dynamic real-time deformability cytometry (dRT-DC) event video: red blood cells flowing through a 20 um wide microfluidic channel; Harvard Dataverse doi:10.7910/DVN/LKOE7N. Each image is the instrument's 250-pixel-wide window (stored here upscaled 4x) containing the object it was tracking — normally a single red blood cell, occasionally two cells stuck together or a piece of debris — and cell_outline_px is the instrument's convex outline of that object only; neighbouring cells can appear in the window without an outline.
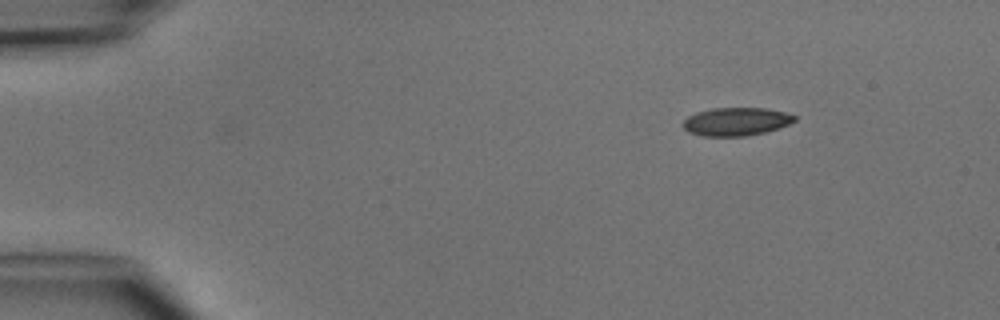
{"species": "common noctule bat (a hibernating species)", "species_latin": "Nyctalus noctula", "temperature_condition": "cold", "stored_images_in_passage": 4, "segment_of_instrument_passage": [1, 2], "camera_frame_rate_fps": 3000, "um_per_image_px": 0.085, "animal": {"sex": "male", "body_mass_g": 15.6}, "frame": {"image": 1, "passage_image": 1, "time_ms": 0.0, "image_size_px": [1000, 320], "cell_outline_px": [[796, 120], [780, 128], [764, 132], [744, 136], [700, 136], [688, 132], [680, 124], [688, 116], [696, 112], [712, 108], [764, 108], [784, 112], [796, 116]], "centroid_in_image_um": [62.53, 10.34], "position_along_channel_um": 22.5, "area_um2": 18.38}}